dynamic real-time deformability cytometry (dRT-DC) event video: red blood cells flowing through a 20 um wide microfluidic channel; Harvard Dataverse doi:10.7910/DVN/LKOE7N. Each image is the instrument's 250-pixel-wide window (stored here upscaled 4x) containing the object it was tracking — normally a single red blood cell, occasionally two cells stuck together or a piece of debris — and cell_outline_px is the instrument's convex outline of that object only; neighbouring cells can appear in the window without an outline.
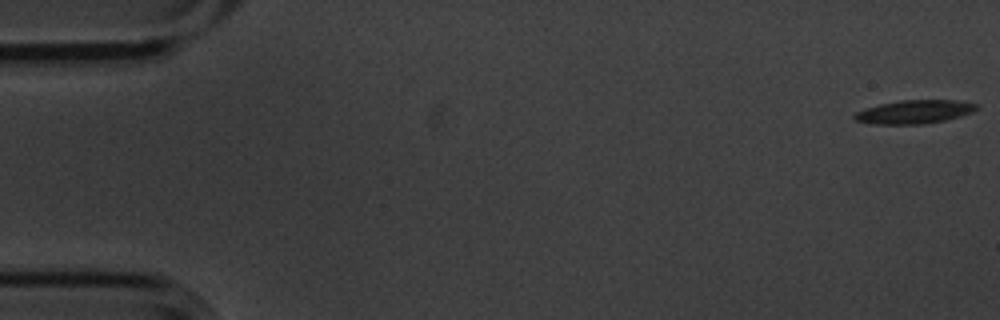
{"species": "common noctule bat (a hibernating species)", "species_latin": "Nyctalus noctula", "temperature_condition": "cold", "stored_images_in_passage": 4, "camera_frame_rate_fps": 3000, "um_per_image_px": 0.085, "animal": {"sex": "male", "body_mass_g": 20.1, "forearm_length_mm": 53.5}, "frame": {"image": 1, "passage_image": 1, "time_ms": 0.0, "image_size_px": [1000, 320], "cell_outline_px": [[976, 108], [972, 112], [960, 116], [944, 120], [924, 124], [872, 124], [856, 120], [852, 116], [856, 112], [864, 108], [880, 104], [900, 100], [956, 100], [976, 104]], "centroid_in_image_um": [77.67, 9.5], "position_along_channel_um": 7.3, "area_um2": 16.59}}